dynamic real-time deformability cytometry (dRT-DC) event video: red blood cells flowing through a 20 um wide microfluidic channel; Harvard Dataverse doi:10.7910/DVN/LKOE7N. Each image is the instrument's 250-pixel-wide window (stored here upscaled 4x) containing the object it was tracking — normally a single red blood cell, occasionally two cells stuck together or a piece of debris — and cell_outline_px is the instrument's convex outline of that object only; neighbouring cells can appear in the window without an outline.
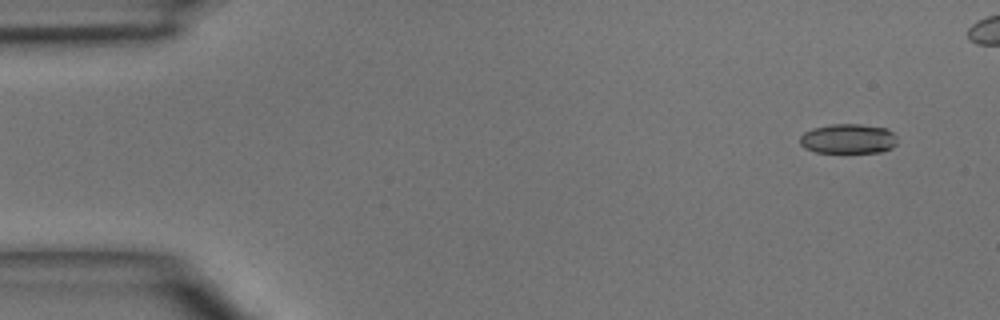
{"species": "common noctule bat (a hibernating species)", "species_latin": "Nyctalus noctula", "temperature_condition": "room temperature", "stored_images_in_passage": 4, "camera_frame_rate_fps": 3000, "um_per_image_px": 0.085, "animal": {"sex": "male", "body_mass_g": 15.6}, "frame": {"image": 1, "passage_image": 1, "time_ms": 0.0, "image_size_px": [1000, 320], "cell_outline_px": [[896, 144], [892, 148], [880, 152], [816, 152], [804, 148], [800, 144], [800, 136], [804, 132], [812, 128], [832, 124], [860, 124], [888, 128], [896, 136]], "centroid_in_image_um": [72.09, 11.79], "position_along_channel_um": 12.9, "area_um2": 16.94}}